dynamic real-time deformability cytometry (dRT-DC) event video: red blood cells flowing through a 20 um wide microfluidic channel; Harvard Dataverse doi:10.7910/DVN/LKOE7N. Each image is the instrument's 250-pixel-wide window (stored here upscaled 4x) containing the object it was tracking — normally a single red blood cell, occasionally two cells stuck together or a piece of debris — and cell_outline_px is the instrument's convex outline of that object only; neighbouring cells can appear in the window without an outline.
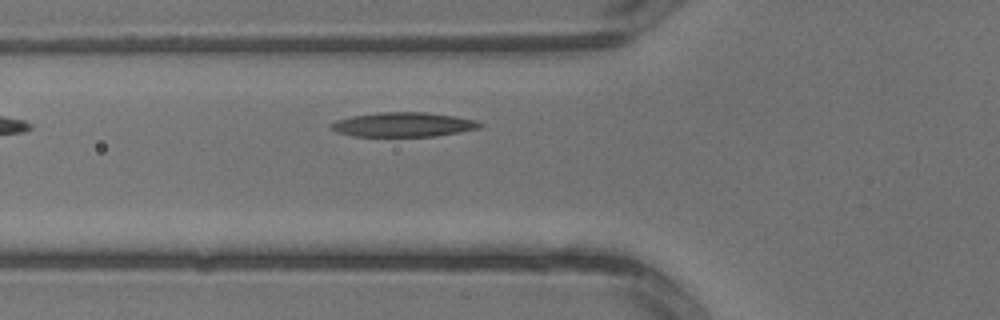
{"species": "common noctule bat (a hibernating species)", "species_latin": "Nyctalus noctula", "temperature_condition": "warm", "stored_images_in_passage": 2, "camera_frame_rate_fps": 3000, "um_per_image_px": 0.085, "animal": {"sex": "male", "body_mass_g": 13.3}, "frame": {"image": 1, "passage_image": 2, "time_ms": 0.333, "image_size_px": [1000, 320], "cell_outline_px": [[484, 124], [480, 128], [460, 132], [436, 136], [352, 136], [336, 132], [328, 128], [328, 124], [336, 120], [352, 116], [376, 112], [424, 112], [456, 116], [476, 120]], "centroid_in_image_um": [34.25, 10.59], "position_along_channel_um": 91.5, "area_um2": 21.44}}